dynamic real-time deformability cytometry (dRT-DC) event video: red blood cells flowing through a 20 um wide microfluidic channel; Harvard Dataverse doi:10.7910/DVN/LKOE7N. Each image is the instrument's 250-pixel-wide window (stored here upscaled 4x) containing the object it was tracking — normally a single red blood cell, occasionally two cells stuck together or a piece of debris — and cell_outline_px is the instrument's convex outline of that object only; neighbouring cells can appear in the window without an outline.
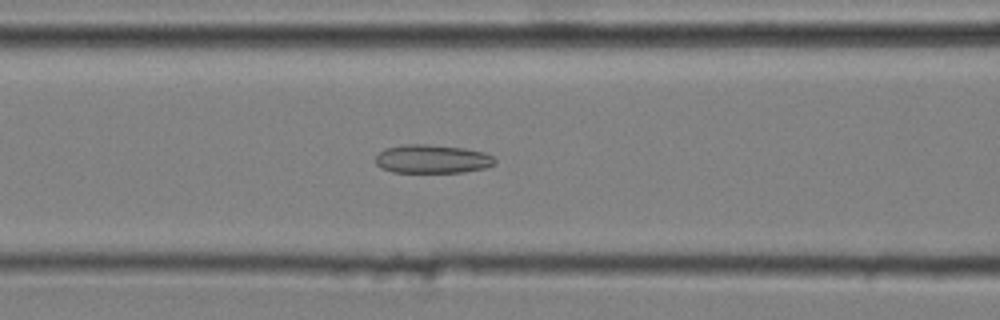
{"species": "common noctule bat (a hibernating species)", "species_latin": "Nyctalus noctula", "temperature_condition": "cold", "stored_images_in_passage": 38, "camera_frame_rate_fps": 3000, "um_per_image_px": 0.085, "animal": {"sex": "male", "body_mass_g": 20.4}, "frame": {"image": 1, "passage_image": 8, "time_ms": 2.333, "image_size_px": [1000, 320], "cell_outline_px": [[496, 164], [484, 168], [464, 172], [392, 172], [380, 168], [376, 164], [376, 156], [384, 148], [404, 144], [428, 144], [464, 148], [484, 152], [492, 156], [496, 160]], "centroid_in_image_um": [36.73, 13.51], "position_along_channel_um": 129.9, "area_um2": 20.0}}
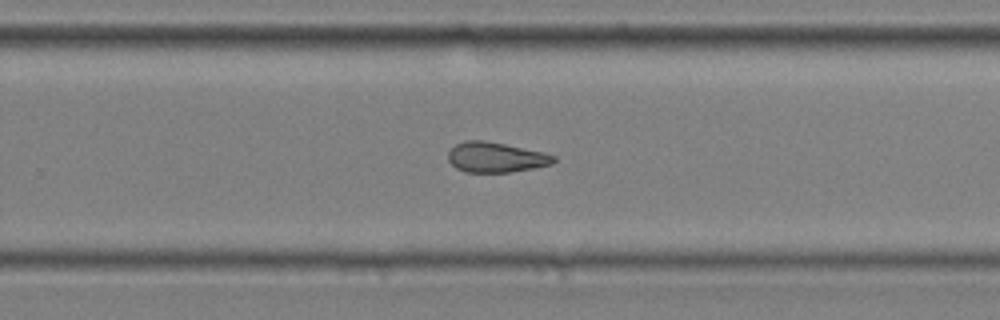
{"frame": {"image": 2, "passage_image": 21, "time_ms": 6.667, "image_size_px": [1000, 320], "cell_outline_px": [[556, 160], [552, 164], [512, 172], [464, 172], [456, 168], [448, 160], [448, 152], [456, 144], [464, 140], [484, 140], [544, 152], [556, 156]], "centroid_in_image_um": [42.14, 13.37], "position_along_channel_um": 287.7, "area_um2": 18.55}}
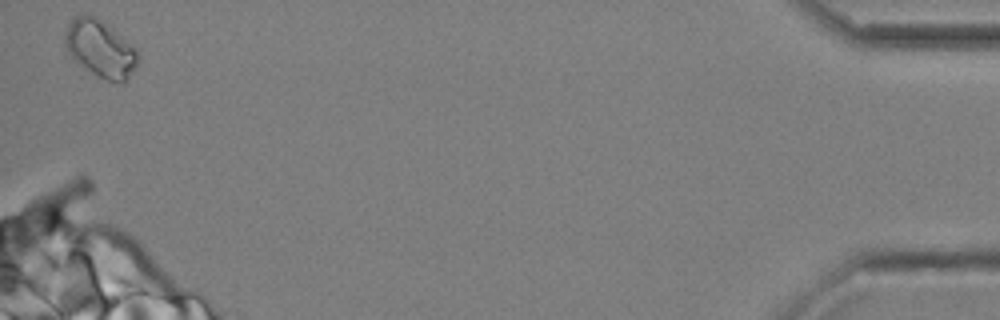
{"frame": {"image": 3, "passage_image": 38, "time_ms": 12.333, "image_size_px": [1000, 320], "cell_outline_px": [[140, 60], [136, 68], [128, 80], [124, 84], [120, 84], [108, 80], [84, 68], [68, 52], [64, 44], [64, 32], [68, 24], [72, 20], [80, 16], [96, 16], [120, 36], [136, 52]], "centroid_in_image_um": [8.53, 4.19], "position_along_channel_um": 426.7, "area_um2": 23.64}, "authors_computed_cell_mechanics": {"area_um2": 19.3919, "velocity_mm_per_s": 3.6499, "shape_relaxation_time_tau1_ms": null, "shape_relaxation_time_tau2_ms": 5.355, "deformation_change_tau1": null, "deformation_change_tau2": 0.1265}}